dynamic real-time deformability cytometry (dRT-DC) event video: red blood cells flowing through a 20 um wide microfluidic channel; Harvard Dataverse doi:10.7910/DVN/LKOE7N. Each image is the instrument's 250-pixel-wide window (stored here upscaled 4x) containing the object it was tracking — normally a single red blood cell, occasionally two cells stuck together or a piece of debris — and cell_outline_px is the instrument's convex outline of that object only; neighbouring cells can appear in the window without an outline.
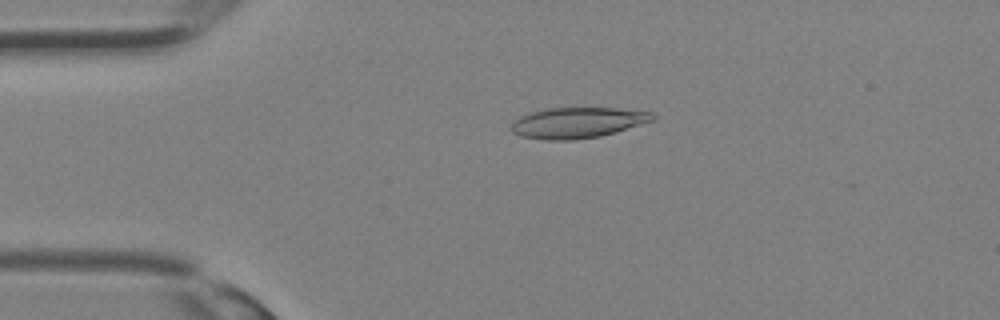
{"species": "Egyptian fruit bat (a non-hibernating species)", "species_latin": "Rousettus aegyptiacus", "temperature_condition": "room temperature", "stored_images_in_passage": 31, "camera_frame_rate_fps": 3000, "um_per_image_px": 0.085, "animal": {"sex": "female"}, "frame": {"image": 1, "passage_image": 5, "time_ms": 1.333, "image_size_px": [1000, 320], "cell_outline_px": [[656, 116], [652, 120], [640, 124], [600, 136], [572, 140], [548, 140], [520, 136], [512, 132], [508, 128], [512, 120], [520, 116], [544, 108], [616, 108], [652, 112]], "centroid_in_image_um": [49.0, 10.42], "position_along_channel_um": 36.0, "area_um2": 25.26}}
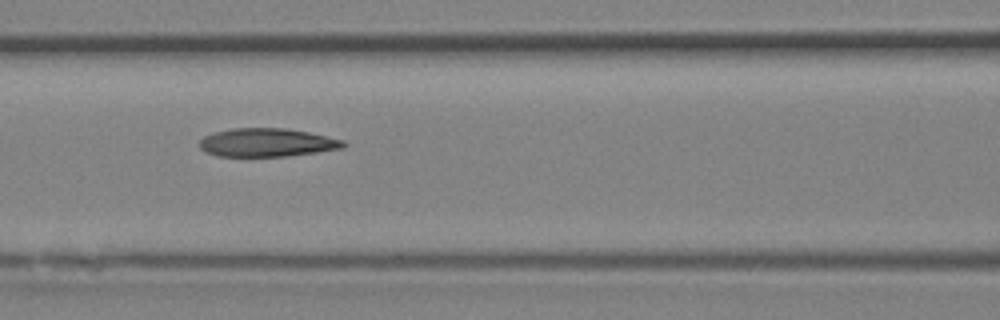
{"frame": {"image": 2, "passage_image": 12, "time_ms": 3.667, "image_size_px": [1000, 320], "cell_outline_px": [[348, 144], [344, 148], [316, 152], [284, 156], [216, 156], [200, 148], [200, 140], [204, 136], [216, 132], [232, 128], [288, 128], [308, 132], [344, 140]], "centroid_in_image_um": [22.72, 12.11], "position_along_channel_um": 143.9, "area_um2": 23.7}}
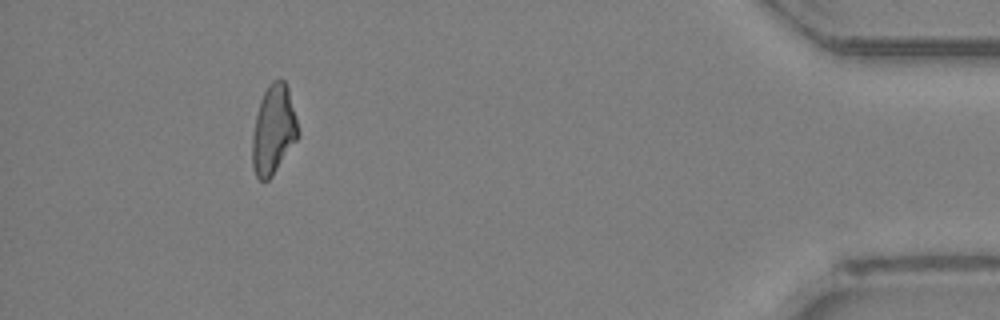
{"frame": {"image": 3, "passage_image": 28, "time_ms": 9.0, "image_size_px": [1000, 320], "cell_outline_px": [[300, 136], [272, 176], [268, 180], [260, 180], [256, 176], [252, 168], [252, 136], [256, 116], [260, 100], [268, 84], [272, 80], [280, 76], [284, 80], [288, 88], [300, 132]], "centroid_in_image_um": [23.25, 11.02], "position_along_channel_um": 411.9, "area_um2": 24.04}}